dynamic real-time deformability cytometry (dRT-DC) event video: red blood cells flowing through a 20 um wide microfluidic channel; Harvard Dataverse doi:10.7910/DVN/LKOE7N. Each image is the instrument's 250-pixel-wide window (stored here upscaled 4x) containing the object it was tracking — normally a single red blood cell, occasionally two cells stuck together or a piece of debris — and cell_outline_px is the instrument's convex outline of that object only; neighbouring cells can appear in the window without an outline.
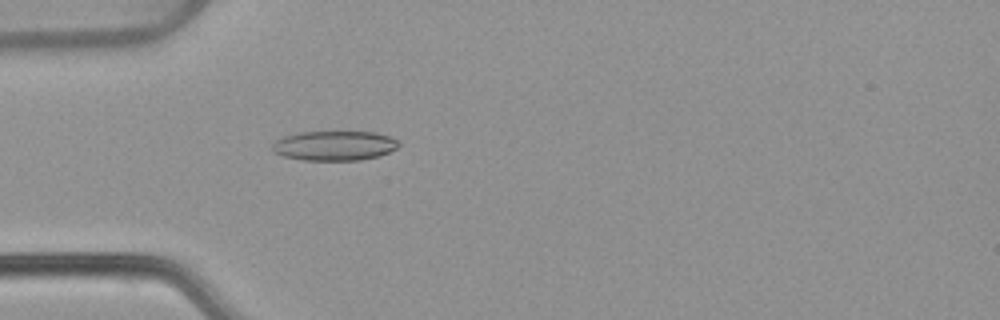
{"species": "common noctule bat (a hibernating species)", "species_latin": "Nyctalus noctula", "temperature_condition": "warm", "stored_images_in_passage": 53, "camera_frame_rate_fps": 3000, "um_per_image_px": 0.085, "animal": {"sex": "female", "body_mass_g": 22.7, "forearm_length_mm": 54.2}, "frame": {"image": 1, "passage_image": 16, "time_ms": 5.0, "image_size_px": [1000, 320], "cell_outline_px": [[400, 144], [396, 148], [380, 156], [360, 160], [304, 160], [284, 156], [276, 152], [272, 148], [272, 144], [276, 140], [284, 136], [300, 132], [376, 132], [388, 136], [396, 140]], "centroid_in_image_um": [28.43, 12.38], "position_along_channel_um": 56.6, "area_um2": 21.68}}
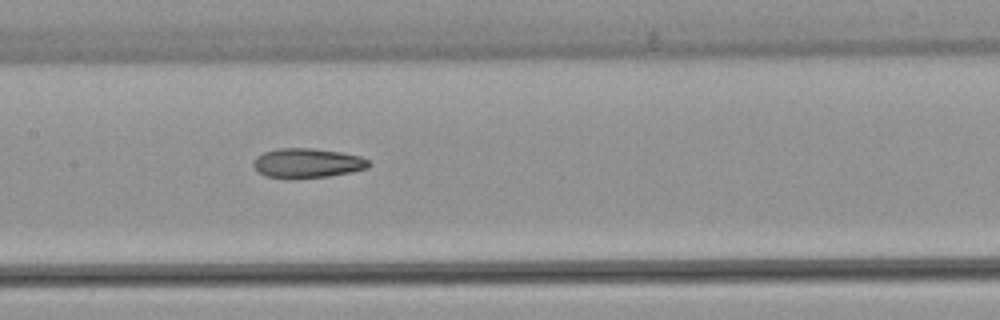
{"frame": {"image": 2, "passage_image": 26, "time_ms": 8.333, "image_size_px": [1000, 320], "cell_outline_px": [[372, 164], [368, 168], [328, 176], [268, 176], [260, 172], [252, 164], [252, 160], [256, 156], [264, 152], [276, 148], [312, 148], [340, 152], [360, 156], [368, 160]], "centroid_in_image_um": [26.14, 13.81], "position_along_channel_um": 181.3, "area_um2": 19.19}}
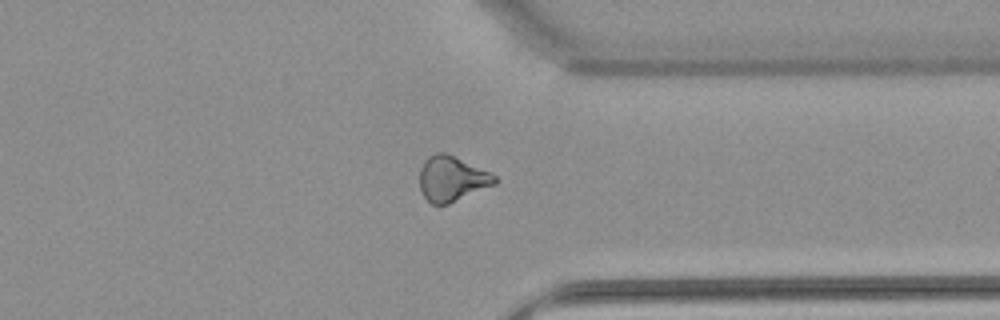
{"frame": {"image": 3, "passage_image": 41, "time_ms": 13.333, "image_size_px": [1000, 320], "cell_outline_px": [[496, 184], [448, 204], [432, 204], [424, 196], [420, 188], [420, 168], [424, 160], [428, 156], [436, 152], [444, 152], [488, 172], [496, 176]], "centroid_in_image_um": [38.37, 15.2], "position_along_channel_um": 373.0, "area_um2": 19.42}, "authors_computed_cell_mechanics": {"area_um2": 20.5768, "velocity_mm_per_s": 3.8872, "shape_relaxation_time_tau1_ms": null, "shape_relaxation_time_tau2_ms": 3.4416, "deformation_change_tau1": null, "deformation_change_tau2": 0.1135}}